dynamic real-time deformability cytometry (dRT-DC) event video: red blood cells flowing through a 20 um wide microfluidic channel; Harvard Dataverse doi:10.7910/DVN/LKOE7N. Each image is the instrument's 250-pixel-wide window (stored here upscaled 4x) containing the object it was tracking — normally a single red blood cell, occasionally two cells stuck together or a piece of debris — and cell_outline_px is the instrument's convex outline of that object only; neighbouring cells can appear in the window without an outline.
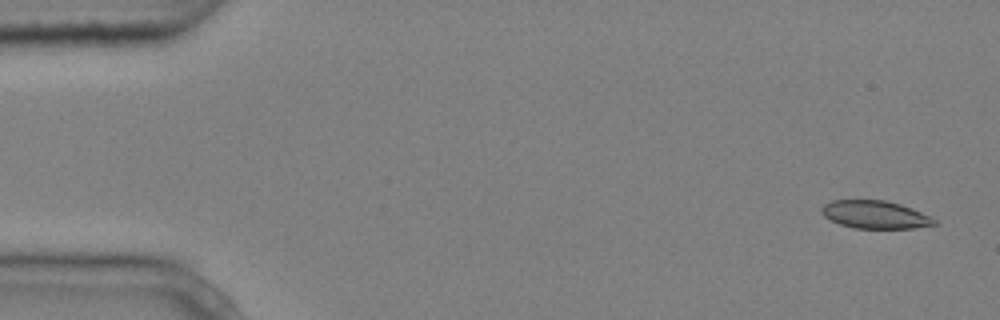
{"species": "common noctule bat (a hibernating species)", "species_latin": "Nyctalus noctula", "temperature_condition": "cold", "stored_images_in_passage": 5, "camera_frame_rate_fps": 3000, "um_per_image_px": 0.085, "animal": {"sex": "male", "body_mass_g": 20.4}, "frame": {"image": 1, "passage_image": 1, "time_ms": 0.0, "image_size_px": [1000, 320], "cell_outline_px": [[936, 224], [912, 228], [852, 228], [840, 224], [824, 216], [820, 212], [820, 208], [824, 204], [832, 200], [884, 200], [900, 204], [912, 208], [936, 220]], "centroid_in_image_um": [74.33, 18.23], "position_along_channel_um": 10.7, "area_um2": 18.15}}
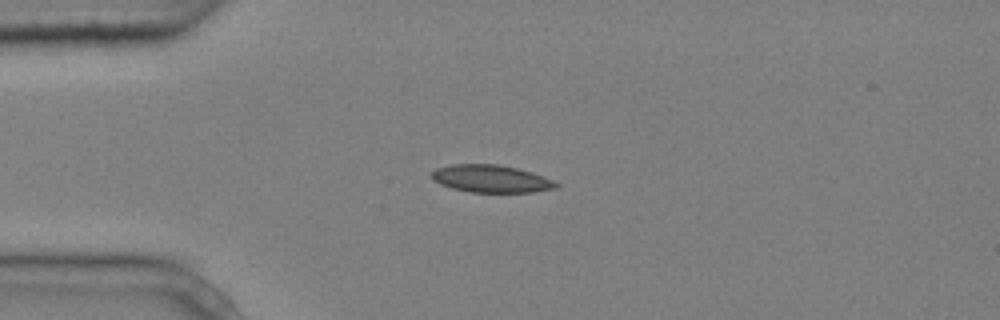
{"frame": {"image": 2, "passage_image": 4, "time_ms": 1.0, "image_size_px": [1000, 320], "cell_outline_px": [[560, 188], [532, 192], [472, 192], [452, 188], [440, 184], [432, 180], [432, 172], [436, 168], [452, 164], [496, 164], [516, 168], [532, 172], [552, 180], [560, 184]], "centroid_in_image_um": [41.76, 15.19], "position_along_channel_um": 43.2, "area_um2": 19.94}}